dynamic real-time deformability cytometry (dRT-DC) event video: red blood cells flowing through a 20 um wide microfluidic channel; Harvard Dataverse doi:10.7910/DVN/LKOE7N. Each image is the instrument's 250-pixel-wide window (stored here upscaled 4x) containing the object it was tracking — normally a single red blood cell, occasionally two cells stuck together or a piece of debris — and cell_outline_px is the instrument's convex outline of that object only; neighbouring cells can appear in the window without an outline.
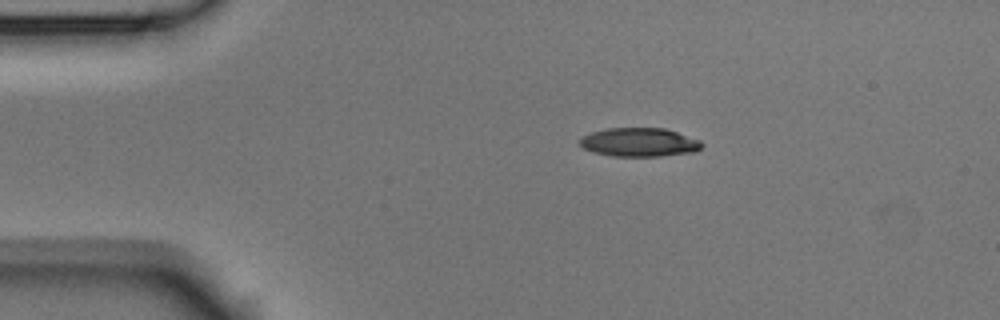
{"species": "Egyptian fruit bat (a non-hibernating species)", "species_latin": "Rousettus aegyptiacus", "temperature_condition": "room temperature", "stored_images_in_passage": 3, "camera_frame_rate_fps": 3000, "um_per_image_px": 0.085, "animal": {"sex": "male"}, "frame": {"image": 1, "passage_image": 1, "time_ms": 0.0, "image_size_px": [1000, 320], "cell_outline_px": [[704, 144], [696, 152], [660, 156], [612, 156], [592, 152], [584, 148], [580, 144], [580, 136], [592, 132], [608, 128], [664, 128], [700, 140]], "centroid_in_image_um": [54.34, 12.09], "position_along_channel_um": 30.7, "area_um2": 20.46}}
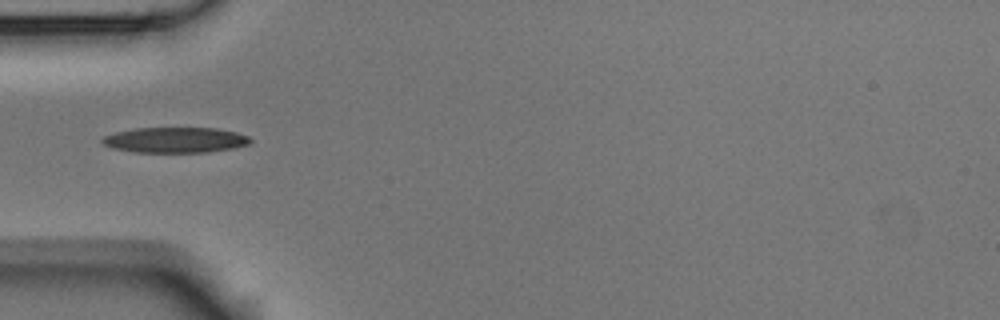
{"frame": {"image": 2, "passage_image": 3, "time_ms": 0.667, "image_size_px": [1000, 320], "cell_outline_px": [[252, 140], [248, 144], [232, 148], [208, 152], [136, 152], [112, 148], [104, 144], [100, 140], [104, 136], [116, 132], [136, 128], [216, 128], [236, 132], [248, 136]], "centroid_in_image_um": [14.89, 11.9], "position_along_channel_um": 70.1, "area_um2": 21.85}}